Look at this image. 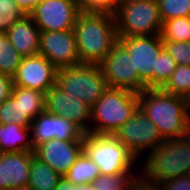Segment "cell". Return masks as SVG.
Here are the masks:
<instances>
[{"label": "cell", "instance_id": "6da1fadb", "mask_svg": "<svg viewBox=\"0 0 190 190\" xmlns=\"http://www.w3.org/2000/svg\"><path fill=\"white\" fill-rule=\"evenodd\" d=\"M81 64L99 65L118 42L114 13L80 12L74 25Z\"/></svg>", "mask_w": 190, "mask_h": 190}, {"label": "cell", "instance_id": "7a4b0ae2", "mask_svg": "<svg viewBox=\"0 0 190 190\" xmlns=\"http://www.w3.org/2000/svg\"><path fill=\"white\" fill-rule=\"evenodd\" d=\"M138 101L141 112L156 125L164 139L190 134V114L184 97L152 88L138 93Z\"/></svg>", "mask_w": 190, "mask_h": 190}, {"label": "cell", "instance_id": "3957f363", "mask_svg": "<svg viewBox=\"0 0 190 190\" xmlns=\"http://www.w3.org/2000/svg\"><path fill=\"white\" fill-rule=\"evenodd\" d=\"M140 163V180L155 187L172 178L190 174V134L165 139Z\"/></svg>", "mask_w": 190, "mask_h": 190}, {"label": "cell", "instance_id": "277c9868", "mask_svg": "<svg viewBox=\"0 0 190 190\" xmlns=\"http://www.w3.org/2000/svg\"><path fill=\"white\" fill-rule=\"evenodd\" d=\"M139 109L138 93L108 87L91 107L90 132L113 135Z\"/></svg>", "mask_w": 190, "mask_h": 190}, {"label": "cell", "instance_id": "5b68a950", "mask_svg": "<svg viewBox=\"0 0 190 190\" xmlns=\"http://www.w3.org/2000/svg\"><path fill=\"white\" fill-rule=\"evenodd\" d=\"M83 151L98 166L100 174L140 173V162L114 135L85 133Z\"/></svg>", "mask_w": 190, "mask_h": 190}, {"label": "cell", "instance_id": "8992f818", "mask_svg": "<svg viewBox=\"0 0 190 190\" xmlns=\"http://www.w3.org/2000/svg\"><path fill=\"white\" fill-rule=\"evenodd\" d=\"M118 37L156 36L163 22L157 0H127L114 12Z\"/></svg>", "mask_w": 190, "mask_h": 190}, {"label": "cell", "instance_id": "52a82bcc", "mask_svg": "<svg viewBox=\"0 0 190 190\" xmlns=\"http://www.w3.org/2000/svg\"><path fill=\"white\" fill-rule=\"evenodd\" d=\"M56 85L92 107L109 85L100 65L80 64L57 71Z\"/></svg>", "mask_w": 190, "mask_h": 190}, {"label": "cell", "instance_id": "ba28073f", "mask_svg": "<svg viewBox=\"0 0 190 190\" xmlns=\"http://www.w3.org/2000/svg\"><path fill=\"white\" fill-rule=\"evenodd\" d=\"M113 135L139 162L165 141L156 125L140 109Z\"/></svg>", "mask_w": 190, "mask_h": 190}, {"label": "cell", "instance_id": "9c48e42d", "mask_svg": "<svg viewBox=\"0 0 190 190\" xmlns=\"http://www.w3.org/2000/svg\"><path fill=\"white\" fill-rule=\"evenodd\" d=\"M118 42L130 55L134 69L138 70L141 82L147 89L154 88V71L164 50L161 35L118 37Z\"/></svg>", "mask_w": 190, "mask_h": 190}, {"label": "cell", "instance_id": "30bf717a", "mask_svg": "<svg viewBox=\"0 0 190 190\" xmlns=\"http://www.w3.org/2000/svg\"><path fill=\"white\" fill-rule=\"evenodd\" d=\"M109 87L127 89L141 93L147 89L134 69L127 50L117 42L99 64Z\"/></svg>", "mask_w": 190, "mask_h": 190}, {"label": "cell", "instance_id": "8fae6325", "mask_svg": "<svg viewBox=\"0 0 190 190\" xmlns=\"http://www.w3.org/2000/svg\"><path fill=\"white\" fill-rule=\"evenodd\" d=\"M39 54L58 70L81 64L74 29L41 32Z\"/></svg>", "mask_w": 190, "mask_h": 190}, {"label": "cell", "instance_id": "7c38bea8", "mask_svg": "<svg viewBox=\"0 0 190 190\" xmlns=\"http://www.w3.org/2000/svg\"><path fill=\"white\" fill-rule=\"evenodd\" d=\"M81 11L73 0H41L29 14L40 32L74 29Z\"/></svg>", "mask_w": 190, "mask_h": 190}, {"label": "cell", "instance_id": "4fadbf2b", "mask_svg": "<svg viewBox=\"0 0 190 190\" xmlns=\"http://www.w3.org/2000/svg\"><path fill=\"white\" fill-rule=\"evenodd\" d=\"M58 69L43 55L23 57L12 77L13 86L46 93L56 84Z\"/></svg>", "mask_w": 190, "mask_h": 190}, {"label": "cell", "instance_id": "5bb4252c", "mask_svg": "<svg viewBox=\"0 0 190 190\" xmlns=\"http://www.w3.org/2000/svg\"><path fill=\"white\" fill-rule=\"evenodd\" d=\"M45 111L67 118L85 133H90L91 107L56 84L45 93Z\"/></svg>", "mask_w": 190, "mask_h": 190}, {"label": "cell", "instance_id": "9a60e30c", "mask_svg": "<svg viewBox=\"0 0 190 190\" xmlns=\"http://www.w3.org/2000/svg\"><path fill=\"white\" fill-rule=\"evenodd\" d=\"M30 129L34 148L54 138L59 140H83L85 135V132L74 122L46 111L32 120Z\"/></svg>", "mask_w": 190, "mask_h": 190}, {"label": "cell", "instance_id": "2e32d148", "mask_svg": "<svg viewBox=\"0 0 190 190\" xmlns=\"http://www.w3.org/2000/svg\"><path fill=\"white\" fill-rule=\"evenodd\" d=\"M83 151V140L51 139L39 144L34 154L42 162L64 176Z\"/></svg>", "mask_w": 190, "mask_h": 190}, {"label": "cell", "instance_id": "e0dca14e", "mask_svg": "<svg viewBox=\"0 0 190 190\" xmlns=\"http://www.w3.org/2000/svg\"><path fill=\"white\" fill-rule=\"evenodd\" d=\"M34 152L0 153V190L28 187Z\"/></svg>", "mask_w": 190, "mask_h": 190}, {"label": "cell", "instance_id": "ac0fdd59", "mask_svg": "<svg viewBox=\"0 0 190 190\" xmlns=\"http://www.w3.org/2000/svg\"><path fill=\"white\" fill-rule=\"evenodd\" d=\"M4 34L23 57L39 54L41 32L30 15L24 16Z\"/></svg>", "mask_w": 190, "mask_h": 190}, {"label": "cell", "instance_id": "d6986e66", "mask_svg": "<svg viewBox=\"0 0 190 190\" xmlns=\"http://www.w3.org/2000/svg\"><path fill=\"white\" fill-rule=\"evenodd\" d=\"M34 152L31 129L16 123L0 124V153Z\"/></svg>", "mask_w": 190, "mask_h": 190}, {"label": "cell", "instance_id": "ffe728a7", "mask_svg": "<svg viewBox=\"0 0 190 190\" xmlns=\"http://www.w3.org/2000/svg\"><path fill=\"white\" fill-rule=\"evenodd\" d=\"M28 187L33 190H55L59 179L62 177L48 164L32 156Z\"/></svg>", "mask_w": 190, "mask_h": 190}, {"label": "cell", "instance_id": "44dd1931", "mask_svg": "<svg viewBox=\"0 0 190 190\" xmlns=\"http://www.w3.org/2000/svg\"><path fill=\"white\" fill-rule=\"evenodd\" d=\"M11 96L19 101L24 112H26L32 119L45 111L44 92L13 86Z\"/></svg>", "mask_w": 190, "mask_h": 190}, {"label": "cell", "instance_id": "7402d4cb", "mask_svg": "<svg viewBox=\"0 0 190 190\" xmlns=\"http://www.w3.org/2000/svg\"><path fill=\"white\" fill-rule=\"evenodd\" d=\"M99 174L98 166L82 151L64 176L73 185H77L91 184Z\"/></svg>", "mask_w": 190, "mask_h": 190}, {"label": "cell", "instance_id": "603a6c76", "mask_svg": "<svg viewBox=\"0 0 190 190\" xmlns=\"http://www.w3.org/2000/svg\"><path fill=\"white\" fill-rule=\"evenodd\" d=\"M140 179V173L99 174L92 185L96 190H130Z\"/></svg>", "mask_w": 190, "mask_h": 190}, {"label": "cell", "instance_id": "cb8c5ba5", "mask_svg": "<svg viewBox=\"0 0 190 190\" xmlns=\"http://www.w3.org/2000/svg\"><path fill=\"white\" fill-rule=\"evenodd\" d=\"M160 35L163 41L189 42L190 16L164 21Z\"/></svg>", "mask_w": 190, "mask_h": 190}, {"label": "cell", "instance_id": "d4e9b609", "mask_svg": "<svg viewBox=\"0 0 190 190\" xmlns=\"http://www.w3.org/2000/svg\"><path fill=\"white\" fill-rule=\"evenodd\" d=\"M32 118L23 110L19 101L10 96L0 104V124L16 123L21 126L31 125Z\"/></svg>", "mask_w": 190, "mask_h": 190}, {"label": "cell", "instance_id": "484cf974", "mask_svg": "<svg viewBox=\"0 0 190 190\" xmlns=\"http://www.w3.org/2000/svg\"><path fill=\"white\" fill-rule=\"evenodd\" d=\"M161 89L167 93L185 97L190 91V66L177 65L170 79Z\"/></svg>", "mask_w": 190, "mask_h": 190}, {"label": "cell", "instance_id": "4316f807", "mask_svg": "<svg viewBox=\"0 0 190 190\" xmlns=\"http://www.w3.org/2000/svg\"><path fill=\"white\" fill-rule=\"evenodd\" d=\"M162 22L190 16V0H157Z\"/></svg>", "mask_w": 190, "mask_h": 190}, {"label": "cell", "instance_id": "83f0119b", "mask_svg": "<svg viewBox=\"0 0 190 190\" xmlns=\"http://www.w3.org/2000/svg\"><path fill=\"white\" fill-rule=\"evenodd\" d=\"M26 15L14 0H0V32H7Z\"/></svg>", "mask_w": 190, "mask_h": 190}, {"label": "cell", "instance_id": "f1b7e54d", "mask_svg": "<svg viewBox=\"0 0 190 190\" xmlns=\"http://www.w3.org/2000/svg\"><path fill=\"white\" fill-rule=\"evenodd\" d=\"M176 67L175 60L164 49L158 59L157 71H154V88H162L170 79Z\"/></svg>", "mask_w": 190, "mask_h": 190}, {"label": "cell", "instance_id": "f546056e", "mask_svg": "<svg viewBox=\"0 0 190 190\" xmlns=\"http://www.w3.org/2000/svg\"><path fill=\"white\" fill-rule=\"evenodd\" d=\"M23 56L7 41L0 53V73L13 77Z\"/></svg>", "mask_w": 190, "mask_h": 190}, {"label": "cell", "instance_id": "4dcf8cb0", "mask_svg": "<svg viewBox=\"0 0 190 190\" xmlns=\"http://www.w3.org/2000/svg\"><path fill=\"white\" fill-rule=\"evenodd\" d=\"M163 47L173 57L177 65L190 66V41H163Z\"/></svg>", "mask_w": 190, "mask_h": 190}, {"label": "cell", "instance_id": "1f68e13d", "mask_svg": "<svg viewBox=\"0 0 190 190\" xmlns=\"http://www.w3.org/2000/svg\"><path fill=\"white\" fill-rule=\"evenodd\" d=\"M81 12H115V0H73Z\"/></svg>", "mask_w": 190, "mask_h": 190}, {"label": "cell", "instance_id": "d6a6232c", "mask_svg": "<svg viewBox=\"0 0 190 190\" xmlns=\"http://www.w3.org/2000/svg\"><path fill=\"white\" fill-rule=\"evenodd\" d=\"M157 190H190V174L172 178L156 186Z\"/></svg>", "mask_w": 190, "mask_h": 190}, {"label": "cell", "instance_id": "836d02e7", "mask_svg": "<svg viewBox=\"0 0 190 190\" xmlns=\"http://www.w3.org/2000/svg\"><path fill=\"white\" fill-rule=\"evenodd\" d=\"M12 88V77L0 73V104L11 96Z\"/></svg>", "mask_w": 190, "mask_h": 190}, {"label": "cell", "instance_id": "e575fe53", "mask_svg": "<svg viewBox=\"0 0 190 190\" xmlns=\"http://www.w3.org/2000/svg\"><path fill=\"white\" fill-rule=\"evenodd\" d=\"M55 190H96V188L92 184L73 185L65 176H62L59 179Z\"/></svg>", "mask_w": 190, "mask_h": 190}, {"label": "cell", "instance_id": "d590c367", "mask_svg": "<svg viewBox=\"0 0 190 190\" xmlns=\"http://www.w3.org/2000/svg\"><path fill=\"white\" fill-rule=\"evenodd\" d=\"M18 7L27 15L41 2V0H14Z\"/></svg>", "mask_w": 190, "mask_h": 190}, {"label": "cell", "instance_id": "8d00e7d4", "mask_svg": "<svg viewBox=\"0 0 190 190\" xmlns=\"http://www.w3.org/2000/svg\"><path fill=\"white\" fill-rule=\"evenodd\" d=\"M130 190H154V186L147 185L139 179Z\"/></svg>", "mask_w": 190, "mask_h": 190}, {"label": "cell", "instance_id": "74e56055", "mask_svg": "<svg viewBox=\"0 0 190 190\" xmlns=\"http://www.w3.org/2000/svg\"><path fill=\"white\" fill-rule=\"evenodd\" d=\"M7 43V38L4 33L0 32V53Z\"/></svg>", "mask_w": 190, "mask_h": 190}, {"label": "cell", "instance_id": "f35d334b", "mask_svg": "<svg viewBox=\"0 0 190 190\" xmlns=\"http://www.w3.org/2000/svg\"><path fill=\"white\" fill-rule=\"evenodd\" d=\"M184 100L186 102L187 109H188L189 114H190V91L186 94V96L184 97Z\"/></svg>", "mask_w": 190, "mask_h": 190}, {"label": "cell", "instance_id": "ab89813d", "mask_svg": "<svg viewBox=\"0 0 190 190\" xmlns=\"http://www.w3.org/2000/svg\"><path fill=\"white\" fill-rule=\"evenodd\" d=\"M125 1H127V0H115V11H116L118 5H119L120 3L125 2Z\"/></svg>", "mask_w": 190, "mask_h": 190}, {"label": "cell", "instance_id": "60d3db41", "mask_svg": "<svg viewBox=\"0 0 190 190\" xmlns=\"http://www.w3.org/2000/svg\"><path fill=\"white\" fill-rule=\"evenodd\" d=\"M20 190H33V189H31V188H29V187H25V188H22V189H20Z\"/></svg>", "mask_w": 190, "mask_h": 190}]
</instances>
